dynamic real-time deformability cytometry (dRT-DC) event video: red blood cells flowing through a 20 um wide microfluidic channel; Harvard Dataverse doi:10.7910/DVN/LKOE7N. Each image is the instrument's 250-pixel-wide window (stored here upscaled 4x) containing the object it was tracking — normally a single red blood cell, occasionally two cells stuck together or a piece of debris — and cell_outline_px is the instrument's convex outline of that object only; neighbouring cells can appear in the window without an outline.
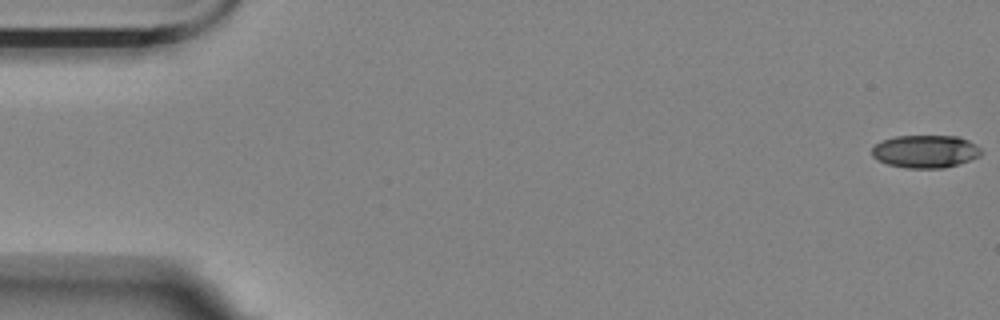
{"species": "Egyptian fruit bat (a non-hibernating species)", "species_latin": "Rousettus aegyptiacus", "temperature_condition": "room temperature", "stored_images_in_passage": 57, "camera_frame_rate_fps": 3000, "um_per_image_px": 0.085, "animal": {"sex": "female"}, "frame": {"image": 1, "passage_image": 1, "time_ms": 0.0, "image_size_px": [1000, 320], "cell_outline_px": [[984, 152], [980, 156], [944, 168], [908, 168], [888, 164], [876, 160], [872, 156], [872, 148], [876, 144], [884, 140], [896, 136], [960, 136], [976, 144]], "centroid_in_image_um": [78.67, 12.87], "position_along_channel_um": 6.3, "area_um2": 20.87}}
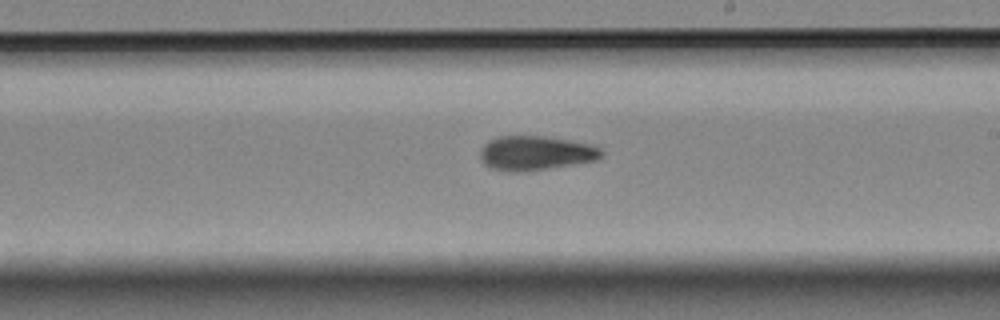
{"frame": {"image": 2, "passage_image": 33, "time_ms": 10.667, "image_size_px": [1000, 320], "cell_outline_px": [[604, 156], [600, 160], [524, 172], [508, 172], [488, 168], [480, 160], [480, 152], [484, 144], [496, 136], [544, 136], [592, 144], [600, 148], [604, 152]], "centroid_in_image_um": [45.54, 13.02], "position_along_channel_um": 243.5, "area_um2": 24.74}}
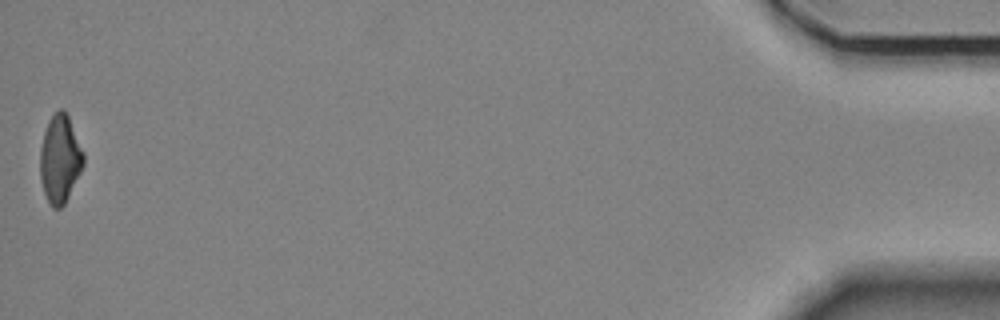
{"frame": {"image": 3, "passage_image": 57, "time_ms": 18.667, "image_size_px": [1000, 320], "cell_outline_px": [[84, 164], [64, 204], [60, 208], [52, 208], [44, 192], [40, 180], [40, 148], [44, 132], [48, 120], [60, 108], [64, 108], [68, 116], [84, 152]], "centroid_in_image_um": [5.09, 13.49], "position_along_channel_um": 430.1, "area_um2": 22.08}, "authors_computed_cell_mechanics": {"area_um2": 23.2934, "velocity_mm_per_s": 3.5198, "shape_relaxation_time_tau1_ms": 9.7174, "shape_relaxation_time_tau2_ms": 2.9024, "deformation_change_tau1": 0.239, "deformation_change_tau2": 0.0915}}